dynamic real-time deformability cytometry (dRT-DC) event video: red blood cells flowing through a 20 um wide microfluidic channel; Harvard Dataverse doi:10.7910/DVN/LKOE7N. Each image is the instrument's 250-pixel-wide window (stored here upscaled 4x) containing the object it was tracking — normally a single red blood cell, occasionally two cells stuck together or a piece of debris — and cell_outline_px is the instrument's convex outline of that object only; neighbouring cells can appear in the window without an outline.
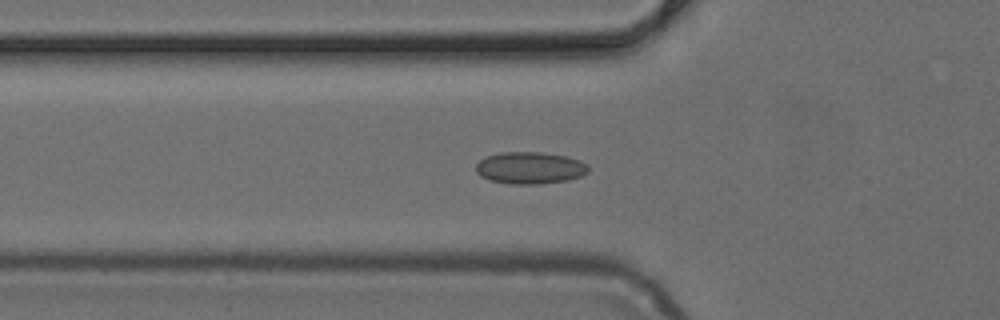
{"species": "common noctule bat (a hibernating species)", "species_latin": "Nyctalus noctula", "temperature_condition": "cold", "stored_images_in_passage": 50, "camera_frame_rate_fps": 3000, "um_per_image_px": 0.085, "animal": {"sex": "female", "body_mass_g": 24.6, "forearm_length_mm": 56.2}, "frame": {"image": 1, "passage_image": 16, "time_ms": 5.0, "image_size_px": [1000, 320], "cell_outline_px": [[588, 172], [580, 176], [568, 180], [540, 184], [512, 184], [492, 180], [480, 176], [476, 172], [476, 164], [484, 156], [500, 152], [540, 152], [564, 156], [580, 160], [588, 164]], "centroid_in_image_um": [45.03, 14.26], "position_along_channel_um": 80.8, "area_um2": 20.98}}
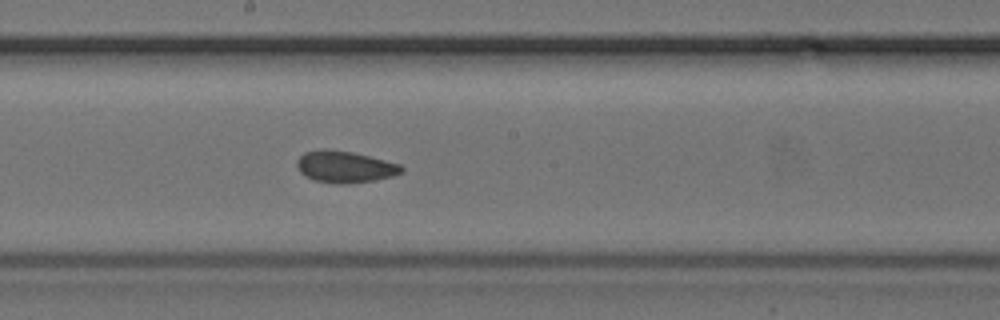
{"frame": {"image": 2, "passage_image": 26, "time_ms": 8.333, "image_size_px": [1000, 320], "cell_outline_px": [[404, 172], [392, 176], [376, 180], [348, 184], [336, 184], [316, 180], [304, 176], [296, 168], [296, 160], [304, 152], [320, 148], [328, 148], [352, 152], [400, 164], [404, 168]], "centroid_in_image_um": [29.28, 14.17], "position_along_channel_um": 218.9, "area_um2": 19.59}}
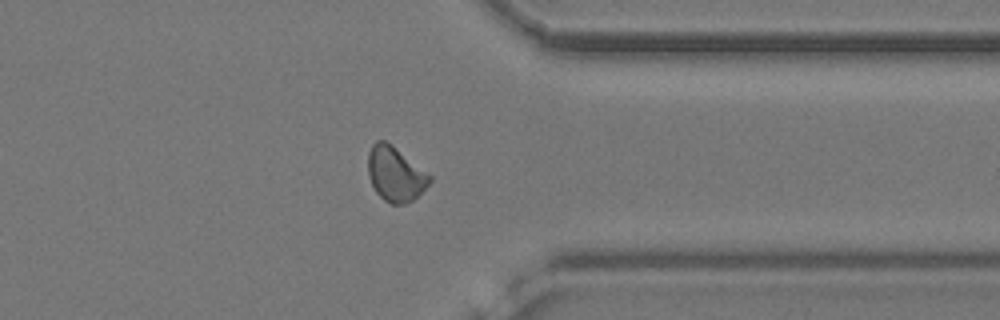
{"frame": {"image": 3, "passage_image": 38, "time_ms": 12.333, "image_size_px": [1000, 320], "cell_outline_px": [[432, 180], [412, 200], [404, 204], [392, 204], [384, 200], [376, 192], [368, 176], [368, 152], [372, 144], [376, 140], [384, 140], [432, 176]], "centroid_in_image_um": [33.57, 14.8], "position_along_channel_um": 377.8, "area_um2": 19.19}}